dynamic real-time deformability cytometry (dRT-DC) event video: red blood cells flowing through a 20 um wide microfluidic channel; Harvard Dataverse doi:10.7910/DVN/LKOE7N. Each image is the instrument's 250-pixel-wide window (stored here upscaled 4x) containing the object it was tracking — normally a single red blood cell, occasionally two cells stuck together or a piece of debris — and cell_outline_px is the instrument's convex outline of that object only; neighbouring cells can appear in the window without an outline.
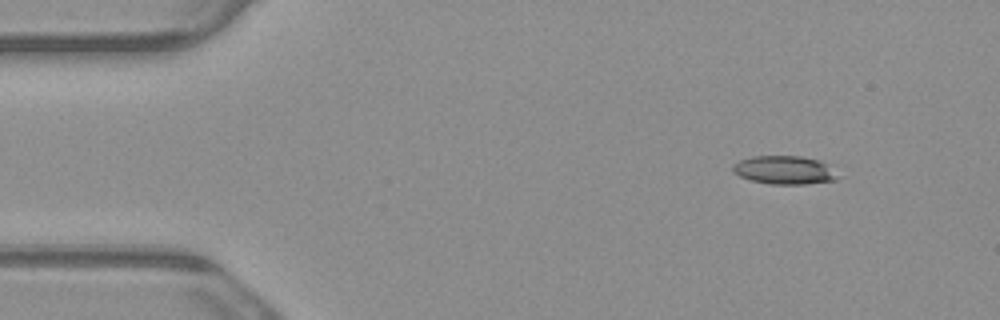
{"species": "common noctule bat (a hibernating species)", "species_latin": "Nyctalus noctula", "temperature_condition": "warm", "stored_images_in_passage": 6, "camera_frame_rate_fps": 3000, "um_per_image_px": 0.085, "animal": {"sex": "male", "body_mass_g": 23.1, "forearm_length_mm": 52.7}, "frame": {"image": 1, "passage_image": 1, "time_ms": 0.0, "image_size_px": [1000, 320], "cell_outline_px": [[840, 176], [836, 180], [804, 184], [772, 184], [752, 180], [740, 176], [732, 172], [732, 164], [740, 160], [752, 156], [800, 156], [820, 160], [828, 164]], "centroid_in_image_um": [66.69, 14.45], "position_along_channel_um": 18.3, "area_um2": 17.46}}
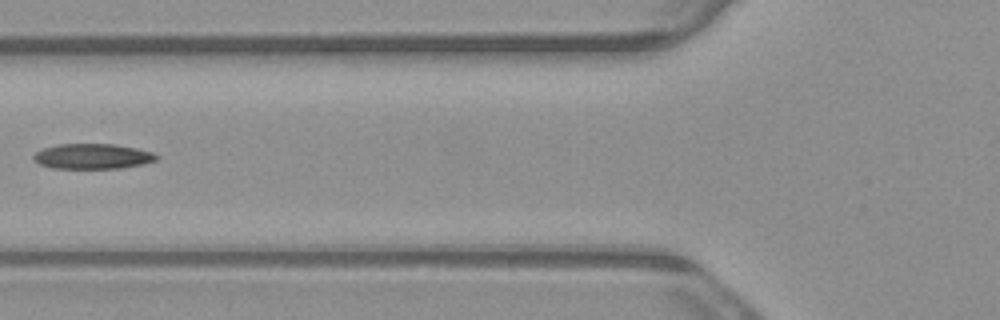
{"frame": {"image": 2, "passage_image": 5, "time_ms": 1.333, "image_size_px": [1000, 320], "cell_outline_px": [[160, 156], [156, 160], [144, 164], [120, 168], [52, 168], [40, 164], [32, 160], [32, 156], [36, 152], [44, 148], [60, 144], [112, 144], [136, 148], [152, 152]], "centroid_in_image_um": [7.87, 13.29], "position_along_channel_um": 117.9, "area_um2": 18.03}}
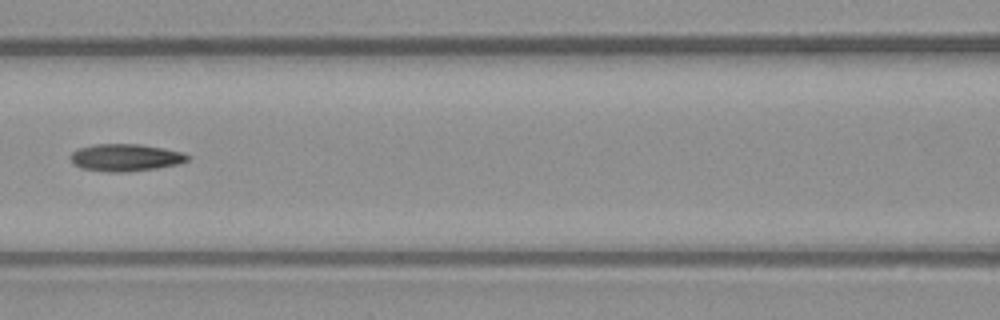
{"frame": {"image": 3, "passage_image": 6, "time_ms": 1.667, "image_size_px": [1000, 320], "cell_outline_px": [[192, 156], [188, 160], [176, 164], [156, 168], [124, 172], [108, 172], [80, 168], [72, 164], [68, 156], [72, 152], [80, 148], [96, 144], [140, 144], [164, 148], [184, 152]], "centroid_in_image_um": [10.65, 13.39], "position_along_channel_um": 155.9, "area_um2": 18.73}}